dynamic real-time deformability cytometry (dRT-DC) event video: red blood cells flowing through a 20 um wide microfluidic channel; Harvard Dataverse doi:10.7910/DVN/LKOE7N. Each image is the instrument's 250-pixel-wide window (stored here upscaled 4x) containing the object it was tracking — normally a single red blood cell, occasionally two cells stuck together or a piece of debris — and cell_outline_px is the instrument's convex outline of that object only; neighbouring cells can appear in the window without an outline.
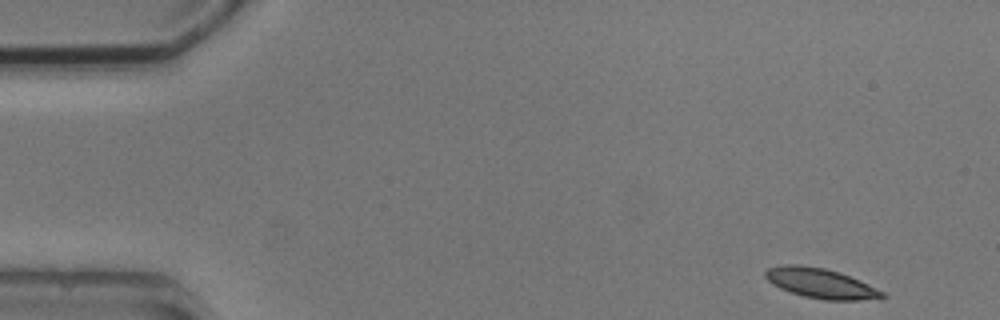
{"species": "common noctule bat (a hibernating species)", "species_latin": "Nyctalus noctula", "temperature_condition": "cold", "stored_images_in_passage": 5, "segment_of_instrument_passage": [2, 2], "camera_frame_rate_fps": 3000, "um_per_image_px": 0.085, "animal": {"sex": "male", "body_mass_g": 20.5, "forearm_length_mm": 52.5}, "frame": {"image": 1, "passage_image": 5, "time_ms": 5.0, "image_size_px": [1000, 320], "cell_outline_px": [[888, 296], [860, 300], [824, 300], [804, 296], [780, 288], [772, 284], [764, 276], [764, 272], [768, 268], [780, 264], [800, 264], [824, 268], [840, 272], [860, 280], [884, 292]], "centroid_in_image_um": [69.73, 24.06], "position_along_channel_um": 15.3, "area_um2": 20.4}}